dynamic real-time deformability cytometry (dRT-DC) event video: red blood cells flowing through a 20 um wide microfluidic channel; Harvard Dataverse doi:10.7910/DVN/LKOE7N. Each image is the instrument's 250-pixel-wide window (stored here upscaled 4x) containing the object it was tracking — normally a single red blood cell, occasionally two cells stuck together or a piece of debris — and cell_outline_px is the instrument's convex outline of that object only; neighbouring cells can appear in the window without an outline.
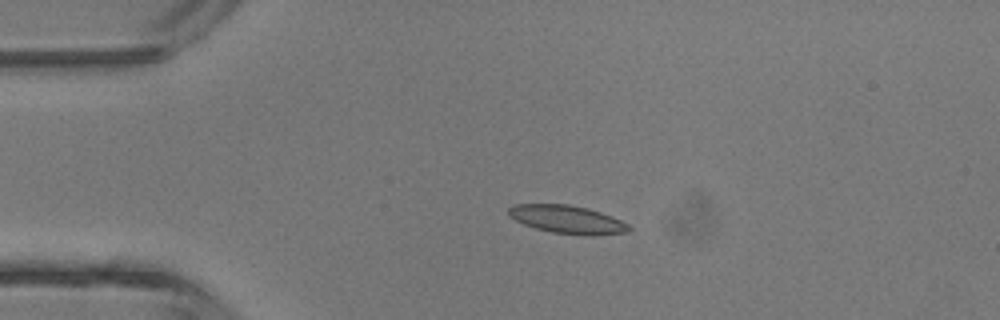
{"species": "common noctule bat (a hibernating species)", "species_latin": "Nyctalus noctula", "temperature_condition": "room temperature", "stored_images_in_passage": 4, "camera_frame_rate_fps": 3000, "um_per_image_px": 0.085, "animal": {"sex": "male", "body_mass_g": 13.3}, "frame": {"image": 1, "passage_image": 3, "time_ms": 2.333, "image_size_px": [1000, 320], "cell_outline_px": [[632, 228], [628, 232], [592, 236], [584, 236], [552, 232], [536, 228], [524, 224], [508, 216], [508, 208], [512, 204], [568, 204], [588, 208], [612, 216], [628, 224]], "centroid_in_image_um": [48.23, 18.65], "position_along_channel_um": 36.8, "area_um2": 19.88}}